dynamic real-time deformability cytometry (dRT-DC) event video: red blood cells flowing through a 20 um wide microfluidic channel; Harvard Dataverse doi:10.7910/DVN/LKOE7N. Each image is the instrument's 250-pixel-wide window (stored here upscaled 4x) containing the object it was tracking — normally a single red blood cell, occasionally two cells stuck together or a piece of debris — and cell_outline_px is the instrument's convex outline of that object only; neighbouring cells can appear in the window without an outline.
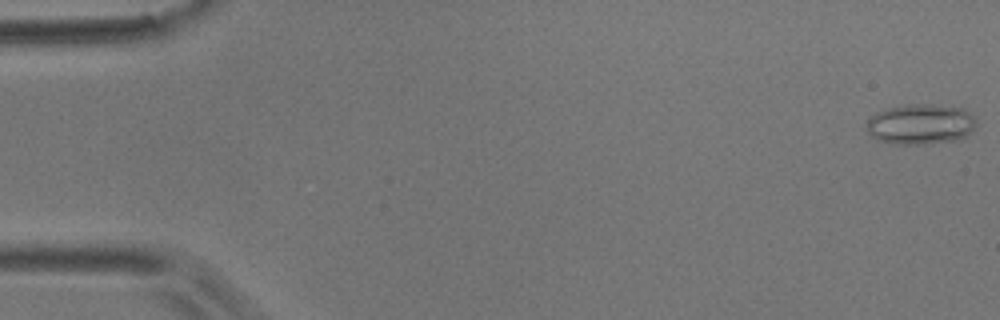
{"species": "common noctule bat (a hibernating species)", "species_latin": "Nyctalus noctula", "temperature_condition": "room temperature", "stored_images_in_passage": 25, "camera_frame_rate_fps": 3000, "um_per_image_px": 0.085, "animal": {"sex": "male", "body_mass_g": 17.9}, "frame": {"image": 1, "passage_image": 1, "time_ms": 0.0, "image_size_px": [1000, 320], "cell_outline_px": [[976, 124], [968, 136], [956, 140], [932, 144], [892, 144], [876, 140], [868, 132], [868, 120], [876, 112], [888, 108], [904, 104], [924, 104], [964, 108], [976, 116]], "centroid_in_image_um": [78.29, 10.56], "position_along_channel_um": 6.7, "area_um2": 26.13}}
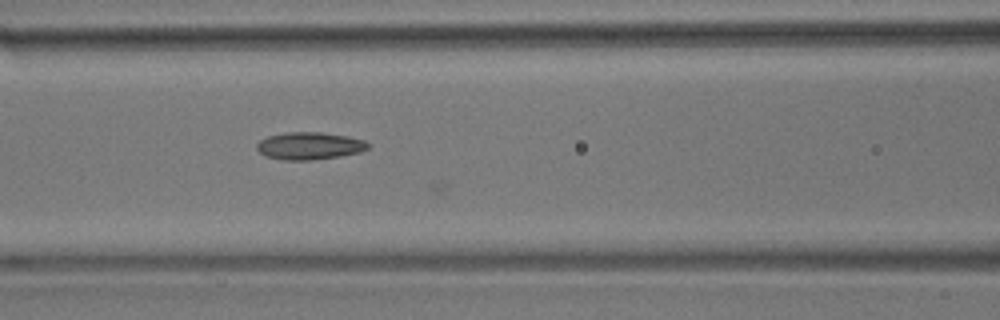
{"frame": {"image": 2, "passage_image": 24, "time_ms": 7.667, "image_size_px": [1000, 320], "cell_outline_px": [[368, 148], [360, 152], [340, 156], [312, 160], [284, 160], [264, 156], [256, 148], [256, 144], [260, 140], [268, 136], [288, 132], [320, 132], [348, 136], [364, 140], [368, 144]], "centroid_in_image_um": [26.28, 12.4], "position_along_channel_um": 140.3, "area_um2": 17.74}}